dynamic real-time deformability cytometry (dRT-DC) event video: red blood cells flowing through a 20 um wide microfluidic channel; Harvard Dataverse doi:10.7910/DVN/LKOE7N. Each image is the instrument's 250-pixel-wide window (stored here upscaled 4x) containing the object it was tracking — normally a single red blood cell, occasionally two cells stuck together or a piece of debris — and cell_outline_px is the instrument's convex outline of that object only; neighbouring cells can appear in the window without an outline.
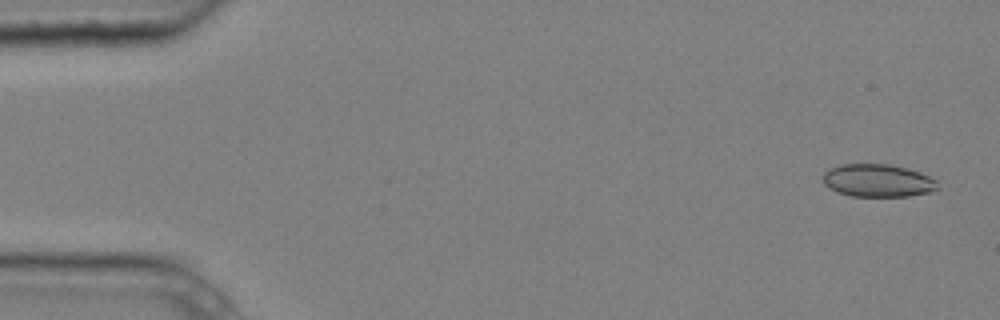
{"species": "common noctule bat (a hibernating species)", "species_latin": "Nyctalus noctula", "temperature_condition": "cold", "stored_images_in_passage": 7, "camera_frame_rate_fps": 3000, "um_per_image_px": 0.085, "animal": {"sex": "male", "body_mass_g": 20.4}, "frame": {"image": 1, "passage_image": 1, "time_ms": 0.0, "image_size_px": [1000, 320], "cell_outline_px": [[940, 188], [928, 192], [908, 196], [852, 196], [836, 192], [828, 188], [824, 184], [824, 172], [840, 164], [888, 164], [908, 168], [920, 172], [936, 180]], "centroid_in_image_um": [74.62, 15.35], "position_along_channel_um": 10.4, "area_um2": 21.91}}
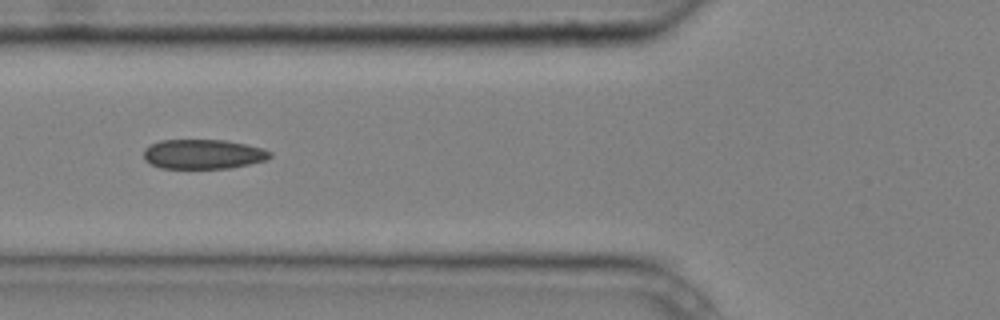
{"frame": {"image": 2, "passage_image": 5, "time_ms": 1.333, "image_size_px": [1000, 320], "cell_outline_px": [[272, 156], [268, 160], [228, 168], [160, 168], [148, 164], [144, 160], [144, 148], [160, 140], [224, 140], [264, 148], [272, 152]], "centroid_in_image_um": [17.26, 13.1], "position_along_channel_um": 108.5, "area_um2": 21.91}}
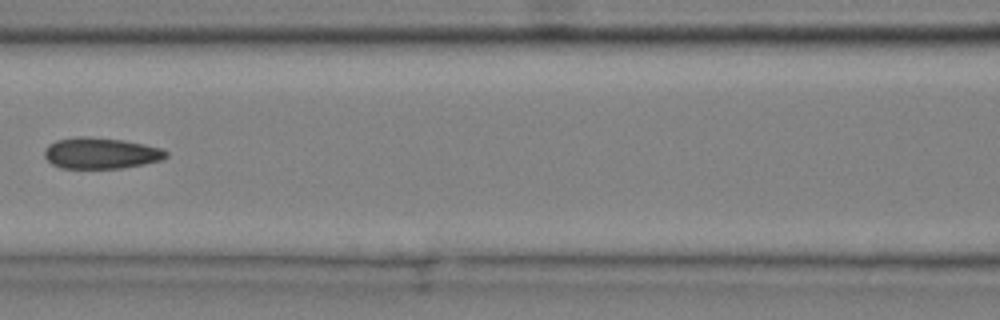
{"frame": {"image": 3, "passage_image": 6, "time_ms": 1.667, "image_size_px": [1000, 320], "cell_outline_px": [[168, 156], [160, 160], [120, 168], [60, 168], [52, 164], [44, 156], [44, 148], [48, 144], [56, 140], [80, 136], [88, 136], [124, 140], [144, 144], [160, 148], [168, 152]], "centroid_in_image_um": [8.52, 13.01], "position_along_channel_um": 158.1, "area_um2": 22.02}}